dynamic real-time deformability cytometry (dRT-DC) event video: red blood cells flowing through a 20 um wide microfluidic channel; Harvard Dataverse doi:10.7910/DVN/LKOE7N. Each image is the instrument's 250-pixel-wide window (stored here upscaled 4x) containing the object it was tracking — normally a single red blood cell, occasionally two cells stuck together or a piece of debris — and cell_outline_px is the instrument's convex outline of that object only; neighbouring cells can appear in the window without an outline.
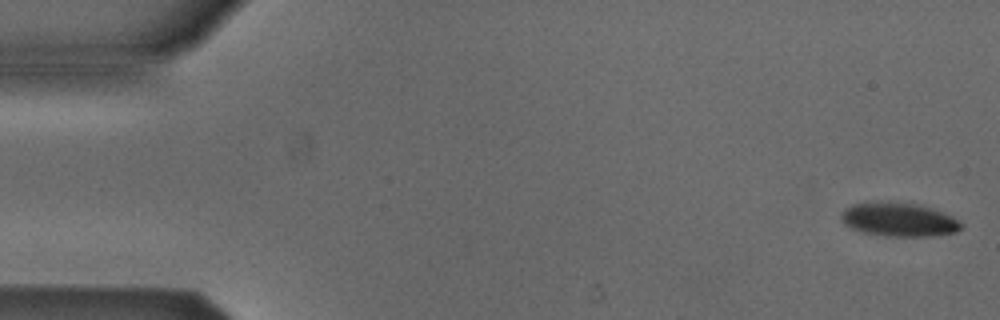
{"species": "Egyptian fruit bat (a non-hibernating species)", "species_latin": "Rousettus aegyptiacus", "temperature_condition": "cold", "stored_images_in_passage": 5, "camera_frame_rate_fps": 3000, "um_per_image_px": 0.085, "animal": {"sex": "male"}, "frame": {"image": 1, "passage_image": 1, "time_ms": 0.0, "image_size_px": [1000, 320], "cell_outline_px": [[964, 224], [956, 232], [932, 236], [884, 236], [864, 232], [848, 228], [840, 220], [840, 216], [844, 208], [852, 204], [888, 200], [916, 204], [932, 208], [952, 216]], "centroid_in_image_um": [76.36, 18.65], "position_along_channel_um": 8.6, "area_um2": 23.99}}